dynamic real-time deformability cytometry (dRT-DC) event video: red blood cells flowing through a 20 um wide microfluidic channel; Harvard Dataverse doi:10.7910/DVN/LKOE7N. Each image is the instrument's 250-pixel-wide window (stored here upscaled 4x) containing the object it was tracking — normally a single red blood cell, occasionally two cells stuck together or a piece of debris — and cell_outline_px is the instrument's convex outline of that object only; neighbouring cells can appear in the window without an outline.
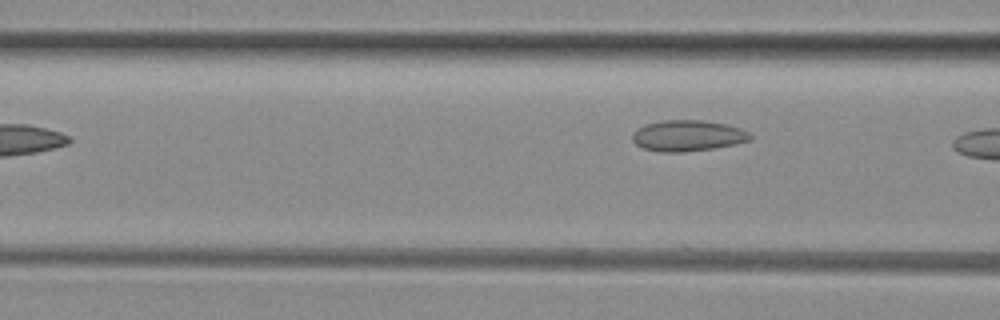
{"species": "common noctule bat (a hibernating species)", "species_latin": "Nyctalus noctula", "temperature_condition": "room temperature", "stored_images_in_passage": 6, "camera_frame_rate_fps": 3000, "um_per_image_px": 0.085, "animal": {"sex": "female", "body_mass_g": 29.2, "forearm_length_mm": 56.3}, "frame": {"image": 1, "passage_image": 6, "time_ms": 6.0, "image_size_px": [1000, 320], "cell_outline_px": [[752, 140], [712, 148], [684, 152], [660, 152], [644, 148], [636, 144], [632, 140], [632, 132], [636, 128], [644, 124], [664, 120], [700, 120], [724, 124], [740, 128], [748, 132], [752, 136]], "centroid_in_image_um": [58.41, 11.53], "position_along_channel_um": 108.2, "area_um2": 21.21}}